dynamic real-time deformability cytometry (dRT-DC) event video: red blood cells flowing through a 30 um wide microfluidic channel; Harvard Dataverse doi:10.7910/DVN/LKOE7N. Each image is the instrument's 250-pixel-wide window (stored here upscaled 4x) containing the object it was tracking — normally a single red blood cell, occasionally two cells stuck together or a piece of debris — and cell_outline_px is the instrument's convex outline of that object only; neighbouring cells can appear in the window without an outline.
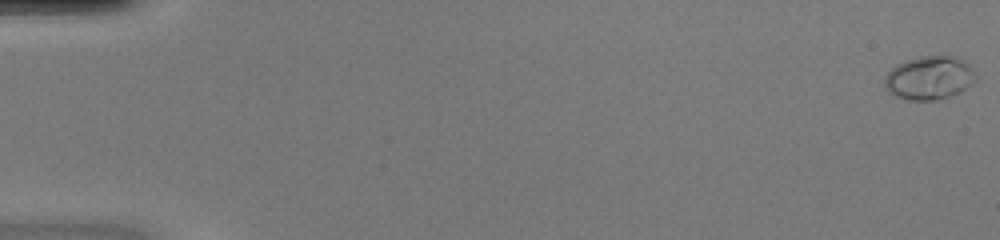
{"species": "common noctule bat (a hibernating species)", "species_latin": "Nyctalus noctula", "temperature_condition": "warm", "stored_images_in_passage": 50, "camera_frame_rate_fps": 3000, "um_per_image_px": 0.085, "animal": {"sex": "female", "body_mass_g": 20.0, "forearm_length_mm": 54.0}, "frame": {"image": 1, "passage_image": 1, "time_ms": 0.0, "image_size_px": [1000, 240], "cell_outline_px": [[976, 80], [972, 84], [960, 92], [936, 100], [908, 100], [896, 96], [888, 92], [884, 84], [884, 76], [896, 64], [920, 56], [952, 56], [968, 64], [976, 76]], "centroid_in_image_um": [78.96, 6.63], "position_along_channel_um": 6.0, "area_um2": 22.95}}
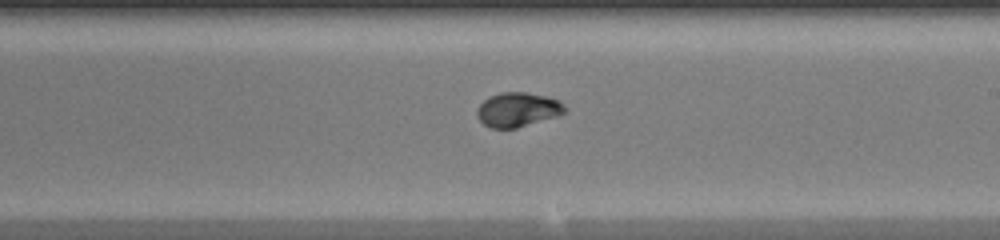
{"frame": {"image": 2, "passage_image": 30, "time_ms": 9.667, "image_size_px": [1000, 240], "cell_outline_px": [[568, 108], [564, 112], [556, 116], [516, 128], [492, 128], [484, 124], [476, 116], [476, 108], [488, 96], [500, 92], [524, 92], [548, 96], [564, 104]], "centroid_in_image_um": [43.97, 9.3], "position_along_channel_um": 245.0, "area_um2": 17.57}}
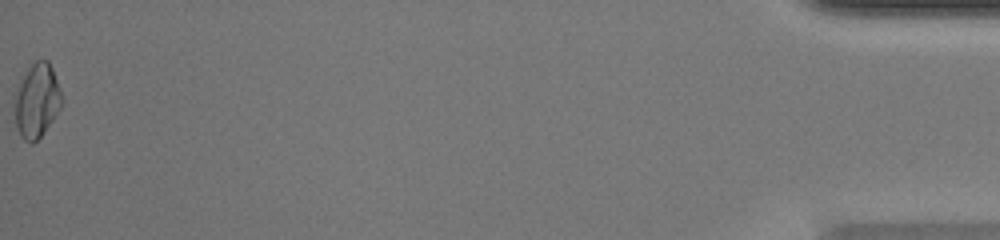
{"frame": {"image": 3, "passage_image": 50, "time_ms": 16.333, "image_size_px": [1000, 240], "cell_outline_px": [[64, 100], [60, 108], [44, 132], [32, 144], [24, 140], [20, 136], [16, 128], [16, 100], [20, 84], [28, 68], [36, 60], [48, 60], [52, 68]], "centroid_in_image_um": [3.17, 8.57], "position_along_channel_um": 432.0, "area_um2": 19.77}, "authors_computed_cell_mechanics": {"area_um2": 17.8891, "velocity_mm_per_s": 4.2487, "shape_relaxation_time_tau1_ms": 4.0702, "shape_relaxation_time_tau2_ms": null, "deformation_change_tau1": 0.1875, "deformation_change_tau2": null}}